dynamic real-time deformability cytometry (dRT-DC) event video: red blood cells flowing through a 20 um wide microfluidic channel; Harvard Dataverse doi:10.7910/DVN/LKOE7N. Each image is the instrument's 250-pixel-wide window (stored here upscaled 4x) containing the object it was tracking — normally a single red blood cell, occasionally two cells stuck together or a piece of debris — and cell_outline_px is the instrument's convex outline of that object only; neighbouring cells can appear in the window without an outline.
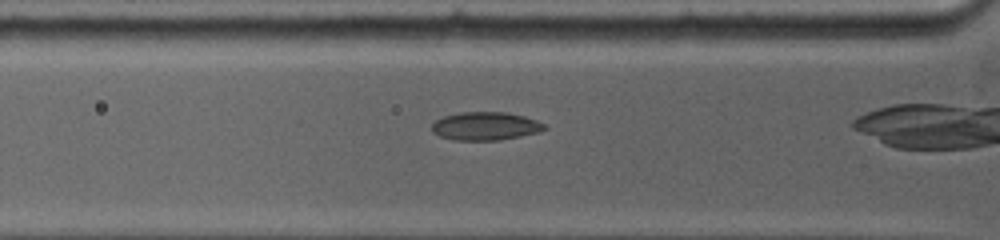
{"species": "common noctule bat (a hibernating species)", "species_latin": "Nyctalus noctula", "temperature_condition": "warm", "stored_images_in_passage": 7, "camera_frame_rate_fps": 5000, "um_per_image_px": 0.085, "animal": {"sex": "female", "body_mass_g": 19.0, "forearm_length_mm": 53.3}, "frame": {"image": 1, "passage_image": 4, "time_ms": 1.4, "image_size_px": [1000, 240], "cell_outline_px": [[548, 128], [540, 132], [500, 140], [452, 140], [440, 136], [432, 132], [432, 124], [436, 120], [444, 116], [464, 112], [504, 112], [524, 116], [536, 120], [544, 124]], "centroid_in_image_um": [41.27, 10.72], "position_along_channel_um": 84.5, "area_um2": 18.5}}
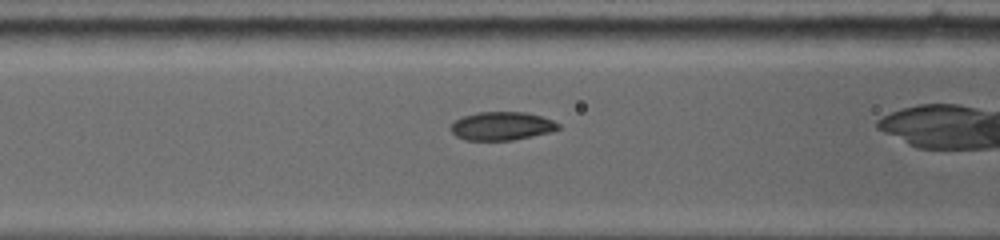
{"frame": {"image": 2, "passage_image": 6, "time_ms": 2.4, "image_size_px": [1000, 240], "cell_outline_px": [[560, 128], [548, 132], [512, 140], [464, 140], [456, 136], [452, 132], [452, 124], [456, 120], [464, 116], [480, 112], [524, 112], [540, 116], [552, 120], [560, 124]], "centroid_in_image_um": [42.64, 10.71], "position_along_channel_um": 124.0, "area_um2": 17.46}}